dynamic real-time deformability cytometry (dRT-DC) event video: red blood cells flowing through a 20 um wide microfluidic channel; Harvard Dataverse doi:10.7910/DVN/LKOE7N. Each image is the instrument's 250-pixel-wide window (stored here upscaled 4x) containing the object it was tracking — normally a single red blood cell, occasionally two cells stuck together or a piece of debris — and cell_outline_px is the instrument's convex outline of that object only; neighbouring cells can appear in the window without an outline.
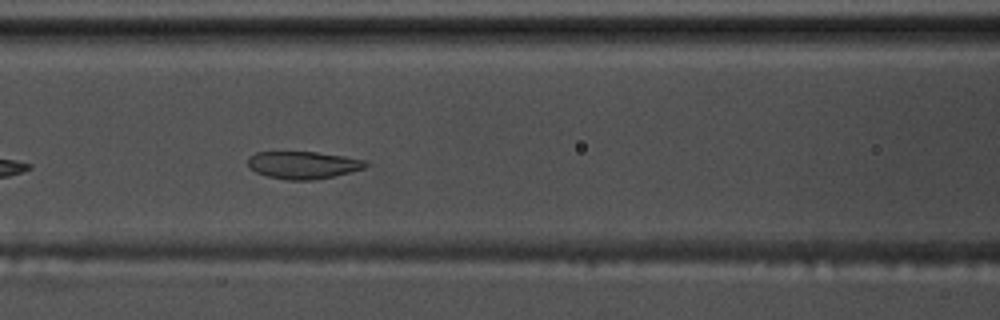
{"species": "common noctule bat (a hibernating species)", "species_latin": "Nyctalus noctula", "temperature_condition": "warm", "stored_images_in_passage": 32, "camera_frame_rate_fps": 3000, "um_per_image_px": 0.085, "animal": {"sex": "male", "body_mass_g": 17.5, "forearm_length_mm": 52.3}, "frame": {"image": 1, "passage_image": 10, "time_ms": 3.0, "image_size_px": [1000, 320], "cell_outline_px": [[368, 164], [364, 168], [316, 180], [288, 180], [268, 176], [256, 172], [248, 168], [248, 156], [256, 152], [316, 152], [344, 156], [364, 160]], "centroid_in_image_um": [25.72, 14.02], "position_along_channel_um": 140.9, "area_um2": 18.73}}
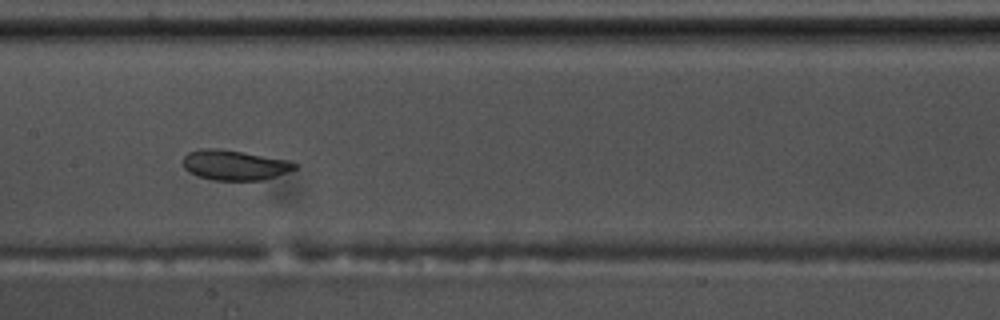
{"frame": {"image": 2, "passage_image": 14, "time_ms": 4.333, "image_size_px": [1000, 320], "cell_outline_px": [[296, 168], [276, 176], [260, 180], [212, 180], [196, 176], [188, 172], [184, 168], [184, 156], [188, 152], [200, 148], [220, 148], [244, 152], [288, 160], [296, 164]], "centroid_in_image_um": [19.88, 14.02], "position_along_channel_um": 187.5, "area_um2": 19.59}, "authors_computed_cell_mechanics": {"area_um2": 19.652, "velocity_mm_per_s": 3.5239, "shape_relaxation_time_tau1_ms": 4.2268, "shape_relaxation_time_tau2_ms": null, "deformation_change_tau1": 0.0963, "deformation_change_tau2": null}}